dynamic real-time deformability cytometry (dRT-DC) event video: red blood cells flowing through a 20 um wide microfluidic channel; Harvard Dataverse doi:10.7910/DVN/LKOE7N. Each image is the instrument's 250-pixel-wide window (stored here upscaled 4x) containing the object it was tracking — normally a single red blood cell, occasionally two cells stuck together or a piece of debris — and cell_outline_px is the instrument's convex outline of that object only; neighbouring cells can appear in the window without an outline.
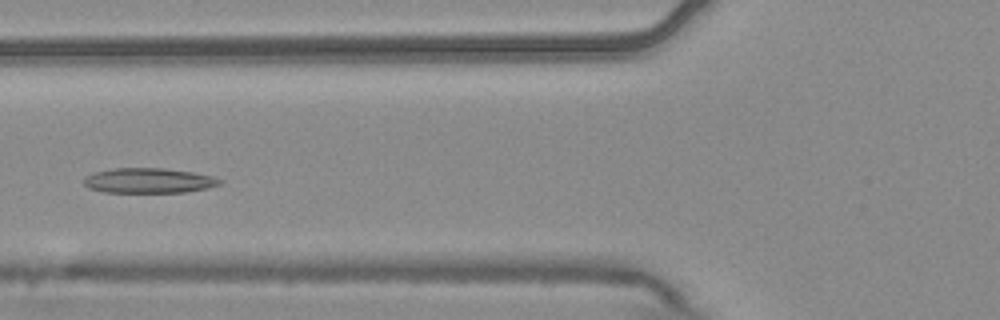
{"species": "common noctule bat (a hibernating species)", "species_latin": "Nyctalus noctula", "temperature_condition": "warm", "stored_images_in_passage": 9, "camera_frame_rate_fps": 3000, "um_per_image_px": 0.085, "animal": {"sex": "male", "body_mass_g": 20.4}, "frame": {"image": 1, "passage_image": 6, "time_ms": 1.667, "image_size_px": [1000, 320], "cell_outline_px": [[224, 180], [220, 184], [208, 188], [184, 192], [104, 192], [88, 188], [84, 184], [84, 176], [92, 172], [112, 168], [164, 168], [192, 172], [212, 176]], "centroid_in_image_um": [12.61, 15.34], "position_along_channel_um": 113.2, "area_um2": 19.94}}
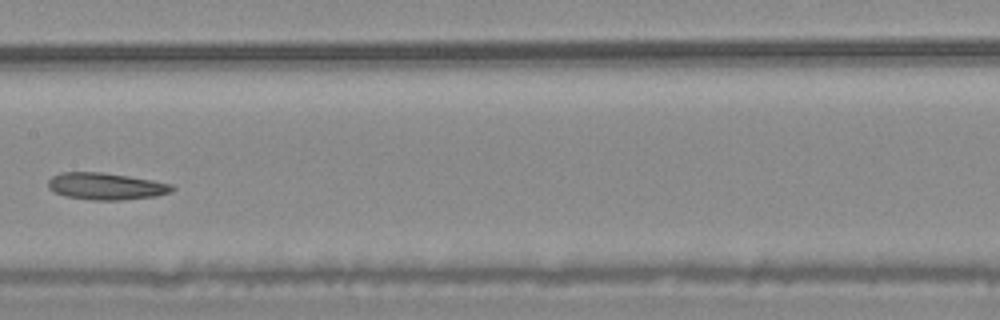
{"frame": {"image": 2, "passage_image": 8, "time_ms": 2.333, "image_size_px": [1000, 320], "cell_outline_px": [[176, 188], [172, 192], [156, 196], [120, 200], [92, 200], [64, 196], [48, 188], [48, 180], [52, 176], [60, 172], [100, 172], [128, 176], [152, 180], [172, 184]], "centroid_in_image_um": [9.01, 15.83], "position_along_channel_um": 198.4, "area_um2": 19.48}}
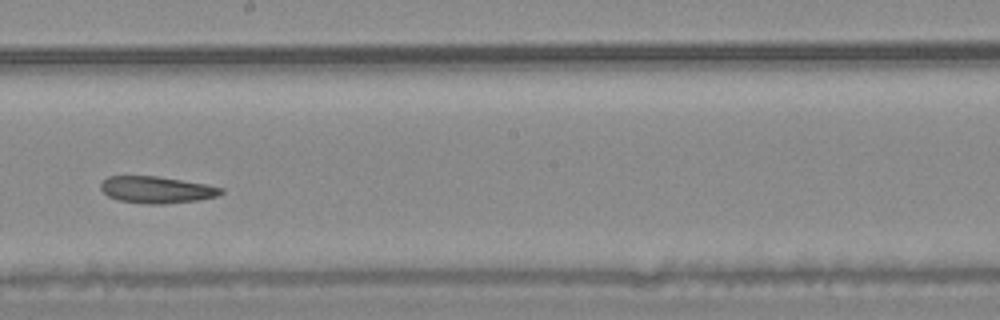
{"frame": {"image": 3, "passage_image": 9, "time_ms": 2.667, "image_size_px": [1000, 320], "cell_outline_px": [[224, 192], [216, 196], [196, 200], [164, 204], [148, 204], [120, 200], [108, 196], [100, 188], [100, 184], [108, 176], [156, 176], [208, 184], [224, 188]], "centroid_in_image_um": [13.33, 16.12], "position_along_channel_um": 234.9, "area_um2": 18.67}}